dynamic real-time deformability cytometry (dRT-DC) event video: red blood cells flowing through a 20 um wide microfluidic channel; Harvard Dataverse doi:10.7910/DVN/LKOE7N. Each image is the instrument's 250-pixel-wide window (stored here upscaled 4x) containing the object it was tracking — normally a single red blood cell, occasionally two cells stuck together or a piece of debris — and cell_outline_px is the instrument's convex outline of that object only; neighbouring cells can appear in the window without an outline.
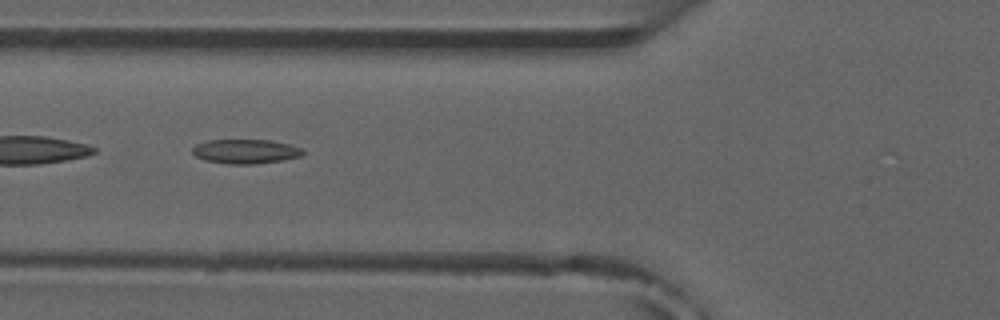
{"species": "common noctule bat (a hibernating species)", "species_latin": "Nyctalus noctula", "temperature_condition": "room temperature", "stored_images_in_passage": 6, "camera_frame_rate_fps": 3000, "um_per_image_px": 0.085, "animal": {"sex": "male", "forearm_length_mm": 52.5}, "frame": {"image": 1, "passage_image": 4, "time_ms": 3.333, "image_size_px": [1000, 320], "cell_outline_px": [[304, 156], [284, 160], [252, 164], [228, 164], [204, 160], [196, 156], [192, 152], [192, 148], [196, 144], [208, 140], [272, 140], [288, 144], [300, 148], [304, 152]], "centroid_in_image_um": [20.88, 12.87], "position_along_channel_um": 104.9, "area_um2": 15.72}}
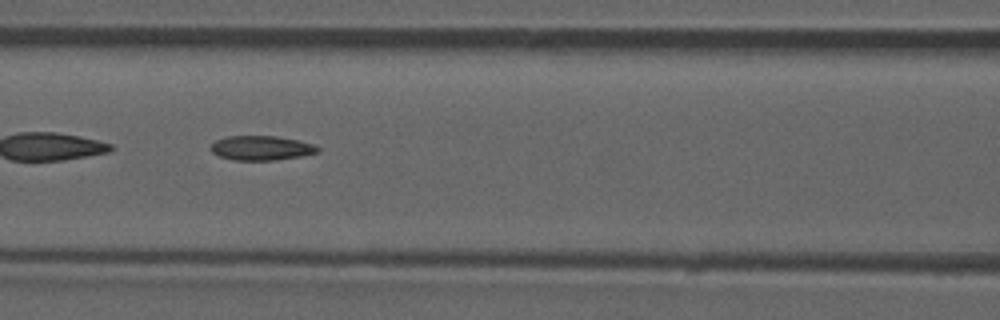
{"frame": {"image": 2, "passage_image": 5, "time_ms": 4.333, "image_size_px": [1000, 320], "cell_outline_px": [[320, 152], [300, 156], [276, 160], [232, 160], [220, 156], [212, 152], [212, 144], [216, 140], [224, 136], [276, 136], [300, 140], [312, 144], [320, 148]], "centroid_in_image_um": [22.23, 12.57], "position_along_channel_um": 144.4, "area_um2": 15.26}}